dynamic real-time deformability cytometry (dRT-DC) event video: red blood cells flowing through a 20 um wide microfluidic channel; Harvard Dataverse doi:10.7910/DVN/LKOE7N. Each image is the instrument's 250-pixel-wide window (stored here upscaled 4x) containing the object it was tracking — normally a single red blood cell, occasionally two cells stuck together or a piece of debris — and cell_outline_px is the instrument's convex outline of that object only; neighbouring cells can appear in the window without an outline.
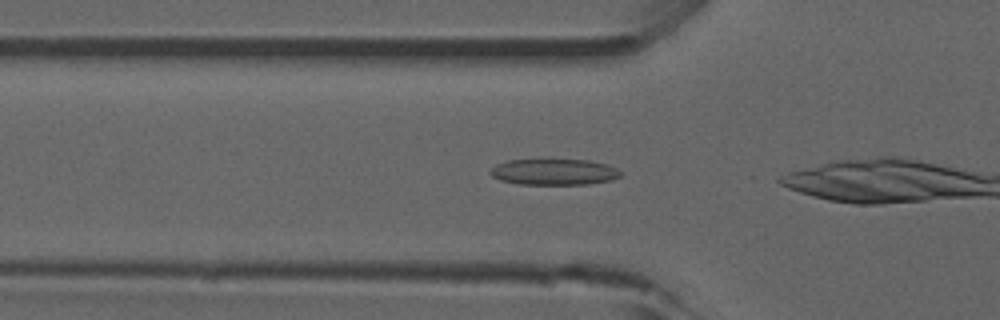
{"species": "common noctule bat (a hibernating species)", "species_latin": "Nyctalus noctula", "temperature_condition": "room temperature", "stored_images_in_passage": 12, "camera_frame_rate_fps": 3000, "um_per_image_px": 0.085, "animal": {"sex": "male", "forearm_length_mm": 52.5}, "frame": {"image": 1, "passage_image": 10, "time_ms": 3.0, "image_size_px": [1000, 320], "cell_outline_px": [[620, 176], [612, 180], [588, 184], [520, 184], [500, 180], [492, 176], [488, 172], [496, 164], [508, 160], [588, 160], [608, 164], [616, 168], [620, 172]], "centroid_in_image_um": [47.09, 14.61], "position_along_channel_um": 78.7, "area_um2": 19.71}}